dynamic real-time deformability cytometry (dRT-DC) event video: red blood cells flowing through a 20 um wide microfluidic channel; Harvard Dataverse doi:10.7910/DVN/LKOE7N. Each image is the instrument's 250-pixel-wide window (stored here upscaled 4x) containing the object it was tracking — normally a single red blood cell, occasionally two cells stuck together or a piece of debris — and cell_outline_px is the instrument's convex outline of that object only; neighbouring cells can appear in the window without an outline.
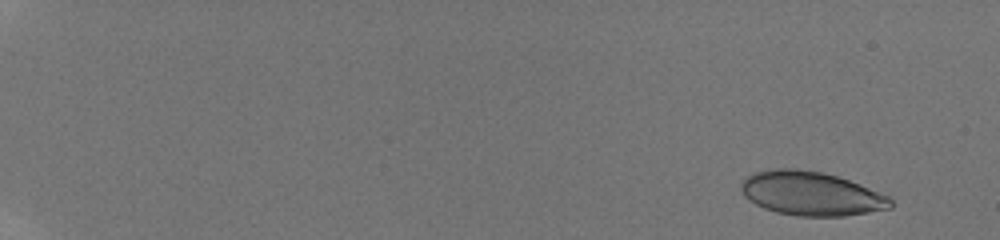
{"species": "human", "species_latin": "Homo sapiens", "temperature_condition": "room temperature", "stored_images_in_passage": 18, "camera_frame_rate_fps": 3000, "um_per_image_px": 0.085, "donor": {"sex": "male"}, "frame": {"image": 1, "passage_image": 3, "time_ms": 1.0, "image_size_px": [1000, 240], "cell_outline_px": [[892, 208], [844, 216], [796, 216], [776, 212], [764, 208], [756, 204], [744, 196], [740, 188], [740, 184], [744, 176], [756, 172], [776, 168], [796, 168], [820, 172], [836, 176], [848, 180], [888, 196], [892, 200]], "centroid_in_image_um": [68.9, 16.45], "position_along_channel_um": 16.1, "area_um2": 38.15}}
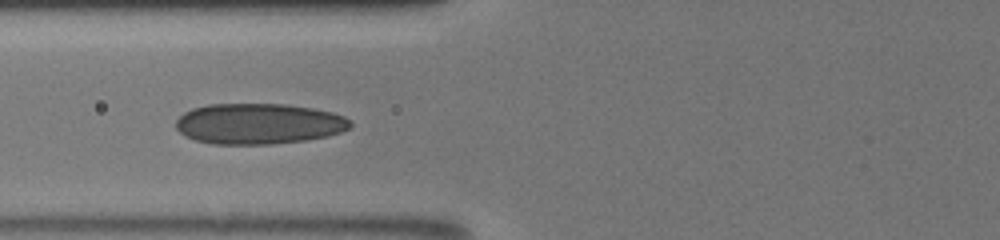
{"frame": {"image": 2, "passage_image": 16, "time_ms": 8.0, "image_size_px": [1000, 240], "cell_outline_px": [[352, 124], [348, 128], [340, 132], [328, 136], [304, 140], [272, 144], [212, 144], [196, 140], [184, 136], [176, 128], [176, 120], [184, 112], [192, 108], [208, 104], [284, 104], [312, 108], [332, 112], [344, 116], [352, 120]], "centroid_in_image_um": [21.98, 10.51], "position_along_channel_um": 103.8, "area_um2": 41.5}}
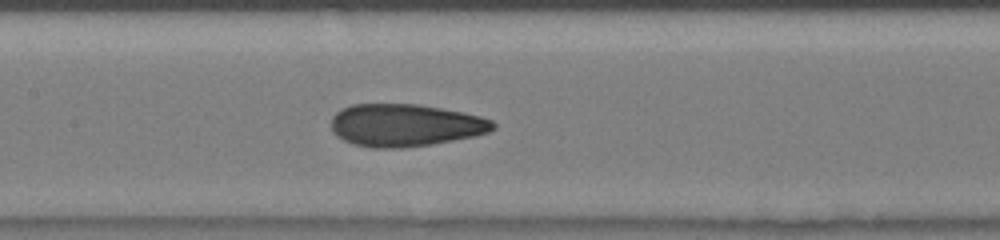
{"frame": {"image": 3, "passage_image": 18, "time_ms": 9.667, "image_size_px": [1000, 240], "cell_outline_px": [[496, 128], [488, 132], [476, 136], [432, 144], [404, 148], [372, 148], [352, 144], [336, 136], [332, 132], [332, 116], [336, 112], [352, 104], [416, 104], [464, 112], [480, 116], [492, 120], [496, 124]], "centroid_in_image_um": [34.45, 10.65], "position_along_channel_um": 173.0, "area_um2": 40.29}}